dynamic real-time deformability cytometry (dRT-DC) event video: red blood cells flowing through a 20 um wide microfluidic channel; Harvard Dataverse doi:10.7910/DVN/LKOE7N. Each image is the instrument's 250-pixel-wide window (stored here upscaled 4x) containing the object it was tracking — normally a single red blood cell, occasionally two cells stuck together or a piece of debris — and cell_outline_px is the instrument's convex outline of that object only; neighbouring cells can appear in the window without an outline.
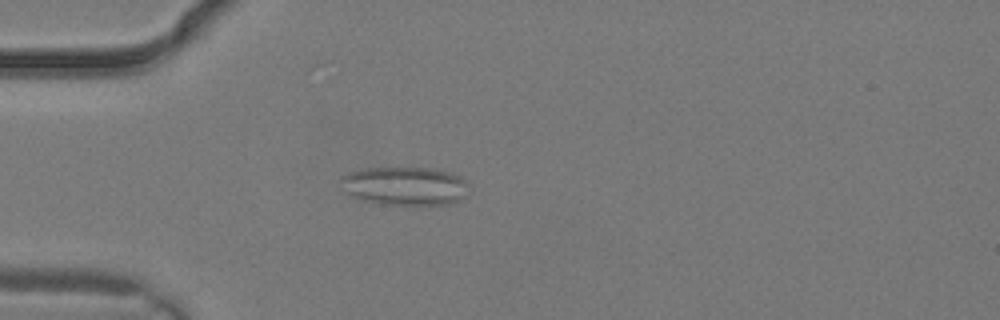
{"species": "common noctule bat (a hibernating species)", "species_latin": "Nyctalus noctula", "temperature_condition": "warm", "stored_images_in_passage": 2, "camera_frame_rate_fps": 3000, "um_per_image_px": 0.085, "animal": {"sex": "male", "body_mass_g": 19.2, "forearm_length_mm": 51.8}, "frame": {"image": 1, "passage_image": 2, "time_ms": 0.333, "image_size_px": [1000, 320], "cell_outline_px": [[468, 196], [460, 200], [448, 204], [380, 204], [364, 200], [352, 196], [348, 192], [340, 180], [348, 172], [364, 168], [428, 168], [448, 172], [460, 176], [468, 184]], "centroid_in_image_um": [34.46, 15.81], "position_along_channel_um": 50.5, "area_um2": 28.5}}